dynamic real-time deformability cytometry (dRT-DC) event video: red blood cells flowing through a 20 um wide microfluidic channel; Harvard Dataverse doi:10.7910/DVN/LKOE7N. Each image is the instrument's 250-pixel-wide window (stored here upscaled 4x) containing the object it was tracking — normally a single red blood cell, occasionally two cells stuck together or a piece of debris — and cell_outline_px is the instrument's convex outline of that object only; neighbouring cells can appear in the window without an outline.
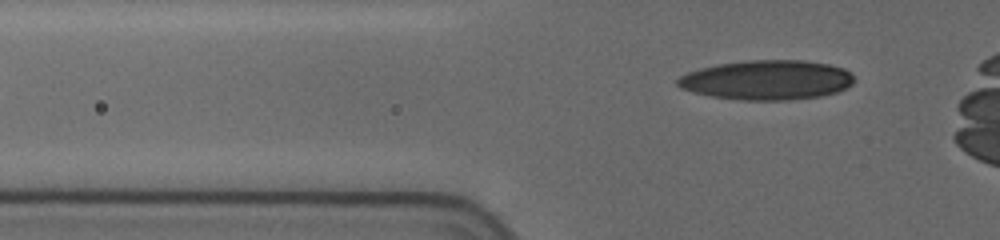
{"species": "human", "species_latin": "Homo sapiens", "temperature_condition": "cold", "stored_images_in_passage": 4, "segment_of_instrument_passage": [2, 2], "camera_frame_rate_fps": 3000, "um_per_image_px": 0.085, "donor": {"sex": "female"}, "frame": {"image": 1, "passage_image": 4, "time_ms": 2.333, "image_size_px": [1000, 240], "cell_outline_px": [[856, 80], [852, 84], [836, 92], [820, 96], [788, 100], [744, 100], [712, 96], [680, 88], [676, 84], [676, 80], [680, 76], [688, 72], [700, 68], [720, 64], [748, 60], [804, 60], [828, 64], [844, 68], [852, 72]], "centroid_in_image_um": [65.22, 6.79], "position_along_channel_um": 60.6, "area_um2": 40.69}}